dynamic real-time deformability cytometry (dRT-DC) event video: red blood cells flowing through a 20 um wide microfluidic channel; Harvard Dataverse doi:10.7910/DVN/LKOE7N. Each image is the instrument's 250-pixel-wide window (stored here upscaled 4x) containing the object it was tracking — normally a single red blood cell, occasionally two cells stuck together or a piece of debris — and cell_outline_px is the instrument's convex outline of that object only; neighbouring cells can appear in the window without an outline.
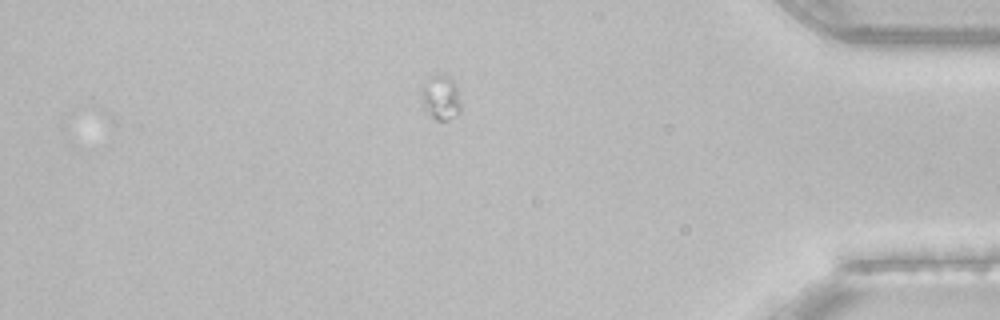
{"species": "common noctule bat (a hibernating species)", "species_latin": "Nyctalus noctula", "temperature_condition": "room temperature", "stored_images_in_passage": 36, "camera_frame_rate_fps": 3000, "um_per_image_px": 0.085, "animal": {"sex": "female", "body_mass_g": 22.7, "forearm_length_mm": 54.2}, "frame": {"image": 1, "passage_image": 36, "time_ms": 11.667, "image_size_px": [1000, 320], "cell_outline_px": [[460, 112], [456, 116], [448, 120], [436, 120], [424, 108], [420, 84], [428, 76], [448, 76], [456, 84], [460, 100]], "centroid_in_image_um": [37.46, 8.28], "position_along_channel_um": 397.7, "area_um2": 10.29}}